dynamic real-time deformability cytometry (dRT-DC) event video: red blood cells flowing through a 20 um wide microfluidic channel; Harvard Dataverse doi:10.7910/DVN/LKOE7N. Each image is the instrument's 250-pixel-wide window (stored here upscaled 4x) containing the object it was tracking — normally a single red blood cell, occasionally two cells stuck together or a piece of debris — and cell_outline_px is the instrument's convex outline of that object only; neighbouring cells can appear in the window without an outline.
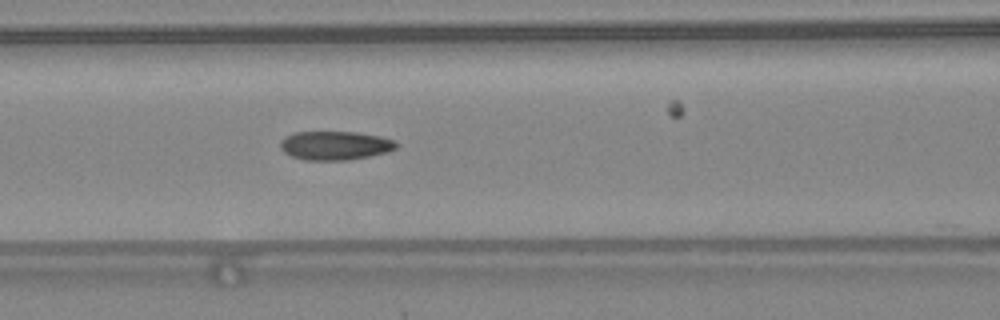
{"species": "common noctule bat (a hibernating species)", "species_latin": "Nyctalus noctula", "temperature_condition": "warm", "stored_images_in_passage": 48, "camera_frame_rate_fps": 3000, "um_per_image_px": 0.085, "animal": {"sex": "female", "body_mass_g": 24.6, "forearm_length_mm": 56.2}, "frame": {"image": 1, "passage_image": 21, "time_ms": 6.667, "image_size_px": [1000, 320], "cell_outline_px": [[396, 148], [388, 152], [348, 160], [304, 160], [292, 156], [284, 152], [280, 148], [280, 140], [284, 136], [296, 132], [356, 132], [380, 136], [396, 140]], "centroid_in_image_um": [28.46, 12.36], "position_along_channel_um": 138.1, "area_um2": 19.54}, "authors_computed_cell_mechanics": {"area_um2": 19.3052, "velocity_mm_per_s": 4.3998, "shape_relaxation_time_tau1_ms": null, "shape_relaxation_time_tau2_ms": 1.7855, "deformation_change_tau1": null, "deformation_change_tau2": 0.0828}}